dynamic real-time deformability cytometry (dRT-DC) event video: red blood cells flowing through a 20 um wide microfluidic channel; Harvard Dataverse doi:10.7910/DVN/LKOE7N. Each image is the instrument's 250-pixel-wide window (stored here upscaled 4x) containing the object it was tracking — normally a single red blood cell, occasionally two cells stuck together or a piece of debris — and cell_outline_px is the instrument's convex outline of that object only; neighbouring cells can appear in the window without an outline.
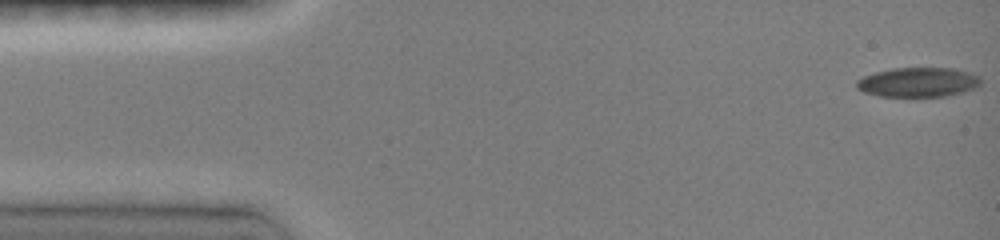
{"species": "common noctule bat (a hibernating species)", "species_latin": "Nyctalus noctula", "temperature_condition": "room temperature", "stored_images_in_passage": 36, "camera_frame_rate_fps": 3000, "um_per_image_px": 0.085, "animal": {"sex": "female", "body_mass_g": 19.0, "forearm_length_mm": 51.5}, "frame": {"image": 1, "passage_image": 1, "time_ms": 0.0, "image_size_px": [1000, 240], "cell_outline_px": [[980, 84], [964, 92], [944, 96], [880, 96], [864, 92], [856, 88], [856, 80], [864, 76], [876, 72], [892, 68], [952, 68], [968, 72], [980, 76]], "centroid_in_image_um": [78.02, 6.98], "position_along_channel_um": 7.0, "area_um2": 21.21}}
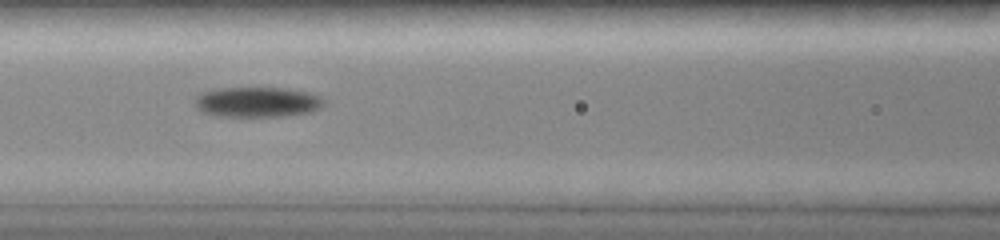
{"frame": {"image": 2, "passage_image": 14, "time_ms": 6.333, "image_size_px": [1000, 240], "cell_outline_px": [[324, 104], [320, 108], [308, 112], [284, 116], [216, 116], [200, 112], [196, 108], [196, 96], [200, 92], [216, 88], [284, 88], [308, 92], [320, 96], [324, 100]], "centroid_in_image_um": [21.83, 8.67], "position_along_channel_um": 144.8, "area_um2": 22.77}}
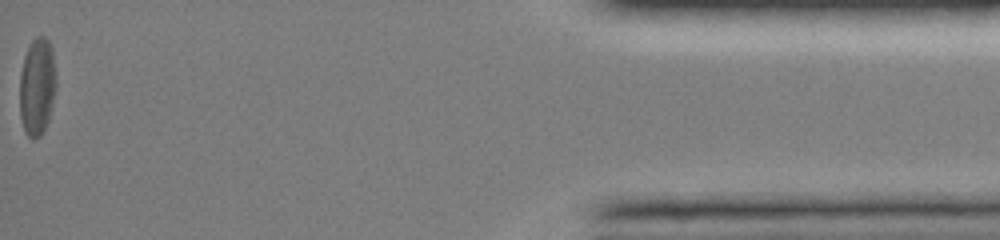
{"frame": {"image": 3, "passage_image": 36, "time_ms": 15.333, "image_size_px": [1000, 240], "cell_outline_px": [[56, 88], [48, 120], [40, 136], [32, 140], [24, 132], [20, 116], [20, 72], [24, 56], [32, 40], [36, 36], [44, 36], [48, 40], [52, 48], [56, 76]], "centroid_in_image_um": [3.15, 7.36], "position_along_channel_um": 432.0, "area_um2": 20.87}, "authors_computed_cell_mechanics": {"area_um2": 21.6172, "velocity_mm_per_s": 4.0965, "shape_relaxation_time_tau1_ms": null, "shape_relaxation_time_tau2_ms": 10.5827, "deformation_change_tau1": null, "deformation_change_tau2": 0.2333}}